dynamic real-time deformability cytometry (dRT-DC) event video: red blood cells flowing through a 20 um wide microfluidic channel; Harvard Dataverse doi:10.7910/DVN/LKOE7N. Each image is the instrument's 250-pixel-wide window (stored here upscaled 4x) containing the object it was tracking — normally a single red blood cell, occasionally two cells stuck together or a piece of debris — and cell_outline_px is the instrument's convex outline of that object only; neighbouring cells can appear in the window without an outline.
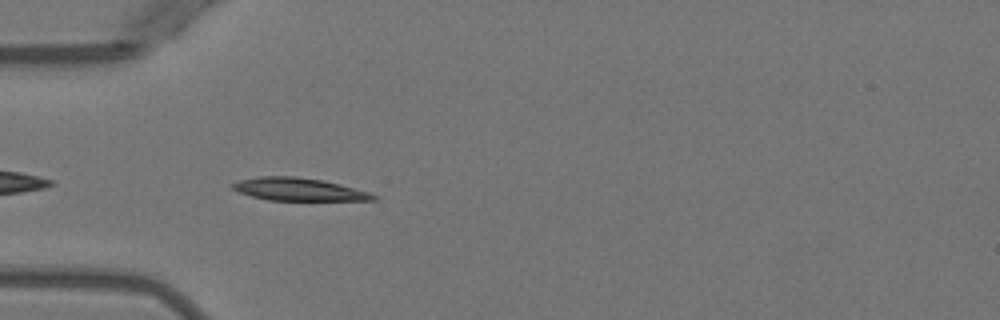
{"species": "Egyptian fruit bat (a non-hibernating species)", "species_latin": "Rousettus aegyptiacus", "temperature_condition": "warm", "stored_images_in_passage": 4, "camera_frame_rate_fps": 3000, "um_per_image_px": 0.085, "animal": {"sex": "female"}, "frame": {"image": 1, "passage_image": 4, "time_ms": 4.333, "image_size_px": [1000, 320], "cell_outline_px": [[380, 196], [376, 200], [268, 200], [252, 196], [240, 192], [232, 188], [232, 184], [240, 180], [260, 176], [296, 176], [320, 180], [340, 184], [368, 192]], "centroid_in_image_um": [25.41, 16.09], "position_along_channel_um": 59.6, "area_um2": 18.44}}